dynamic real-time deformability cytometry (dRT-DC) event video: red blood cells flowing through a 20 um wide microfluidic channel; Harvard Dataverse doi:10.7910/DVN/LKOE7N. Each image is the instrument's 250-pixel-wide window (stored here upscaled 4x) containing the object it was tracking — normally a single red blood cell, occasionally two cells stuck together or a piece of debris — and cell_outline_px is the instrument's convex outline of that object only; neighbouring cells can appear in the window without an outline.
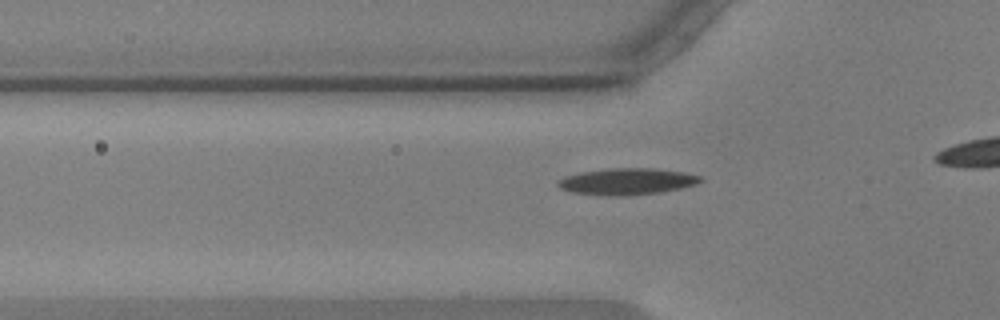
{"species": "common noctule bat (a hibernating species)", "species_latin": "Nyctalus noctula", "temperature_condition": "warm", "stored_images_in_passage": 22, "camera_frame_rate_fps": 3000, "um_per_image_px": 0.085, "animal": {"sex": "male", "body_mass_g": 17.9, "forearm_length_mm": 54.2}, "frame": {"image": 1, "passage_image": 12, "time_ms": 3.667, "image_size_px": [1000, 320], "cell_outline_px": [[704, 180], [696, 184], [680, 188], [660, 192], [616, 196], [608, 196], [572, 192], [560, 188], [556, 184], [556, 180], [564, 176], [580, 172], [608, 168], [656, 168], [684, 172], [700, 176]], "centroid_in_image_um": [53.26, 15.41], "position_along_channel_um": 72.5, "area_um2": 22.08}}
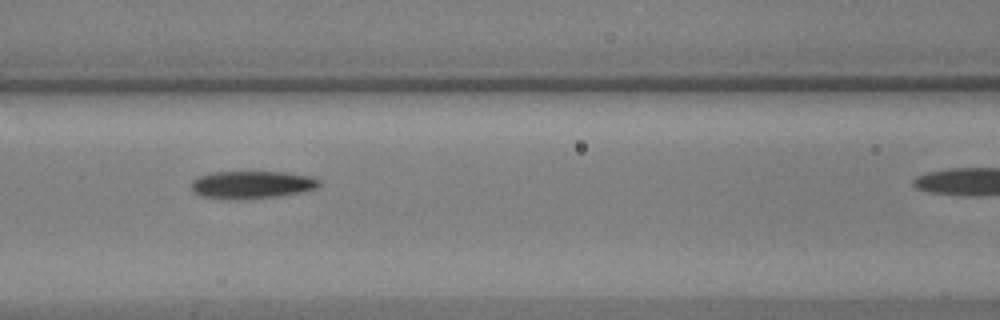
{"frame": {"image": 2, "passage_image": 18, "time_ms": 5.667, "image_size_px": [1000, 320], "cell_outline_px": [[320, 184], [316, 188], [300, 192], [280, 196], [228, 200], [200, 196], [192, 192], [192, 180], [200, 176], [212, 172], [284, 172], [312, 176], [320, 180]], "centroid_in_image_um": [21.38, 15.7], "position_along_channel_um": 145.2, "area_um2": 20.69}}
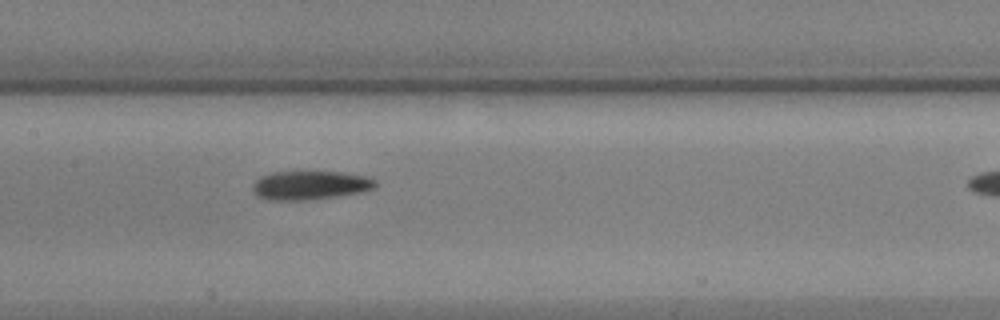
{"frame": {"image": 3, "passage_image": 21, "time_ms": 6.667, "image_size_px": [1000, 320], "cell_outline_px": [[376, 188], [360, 192], [336, 196], [308, 200], [268, 200], [256, 196], [252, 192], [252, 184], [260, 176], [272, 172], [340, 172], [368, 176], [376, 180]], "centroid_in_image_um": [26.33, 15.75], "position_along_channel_um": 181.1, "area_um2": 20.75}}